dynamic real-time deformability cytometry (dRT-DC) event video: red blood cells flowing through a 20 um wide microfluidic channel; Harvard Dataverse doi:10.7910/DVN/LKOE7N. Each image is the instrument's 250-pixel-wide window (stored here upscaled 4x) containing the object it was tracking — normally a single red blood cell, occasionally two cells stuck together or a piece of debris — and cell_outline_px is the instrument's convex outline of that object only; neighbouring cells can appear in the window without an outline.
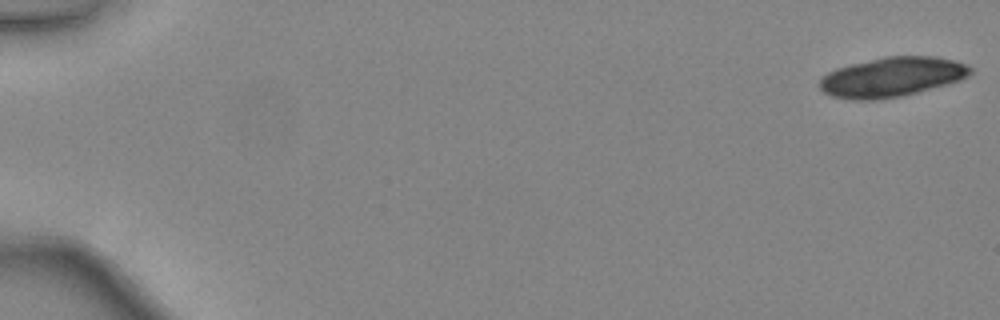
{"species": "common noctule bat (a hibernating species)", "species_latin": "Nyctalus noctula", "temperature_condition": "warm", "stored_images_in_passage": 18, "camera_frame_rate_fps": 3000, "um_per_image_px": 0.085, "animal": {"sex": "female", "body_mass_g": 24.6, "forearm_length_mm": 56.2}, "frame": {"image": 1, "passage_image": 1, "time_ms": 0.0, "image_size_px": [1000, 320], "cell_outline_px": [[972, 72], [968, 76], [960, 80], [948, 84], [900, 96], [876, 100], [852, 100], [832, 96], [824, 92], [820, 88], [820, 80], [828, 72], [836, 68], [884, 56], [936, 56], [956, 60], [972, 68]], "centroid_in_image_um": [75.83, 6.54], "position_along_channel_um": 9.2, "area_um2": 34.74}}